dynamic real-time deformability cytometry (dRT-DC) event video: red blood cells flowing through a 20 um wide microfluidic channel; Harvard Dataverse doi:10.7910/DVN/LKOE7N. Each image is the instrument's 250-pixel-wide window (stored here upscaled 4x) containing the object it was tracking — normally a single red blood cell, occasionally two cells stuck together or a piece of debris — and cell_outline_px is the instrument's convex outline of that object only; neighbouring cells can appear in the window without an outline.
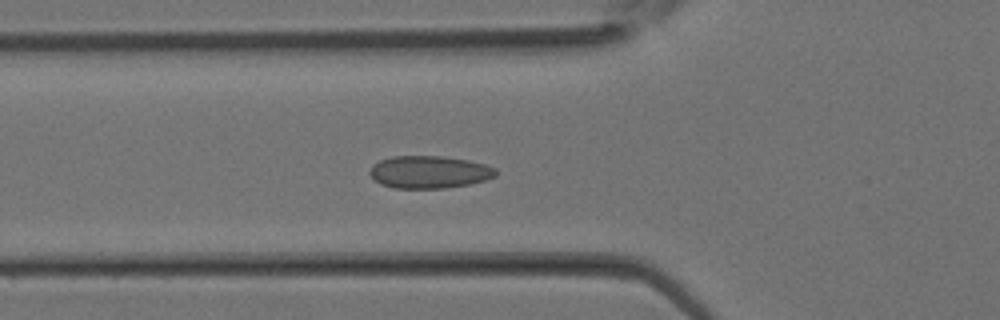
{"species": "Egyptian fruit bat (a non-hibernating species)", "species_latin": "Rousettus aegyptiacus", "temperature_condition": "room temperature", "stored_images_in_passage": 31, "camera_frame_rate_fps": 3000, "um_per_image_px": 0.085, "animal": {"sex": "female"}, "frame": {"image": 1, "passage_image": 10, "time_ms": 3.0, "image_size_px": [1000, 320], "cell_outline_px": [[496, 176], [484, 180], [468, 184], [444, 188], [392, 188], [380, 184], [368, 172], [372, 164], [380, 160], [392, 156], [440, 156], [468, 160], [484, 164], [496, 168]], "centroid_in_image_um": [36.45, 14.62], "position_along_channel_um": 89.3, "area_um2": 23.81}}
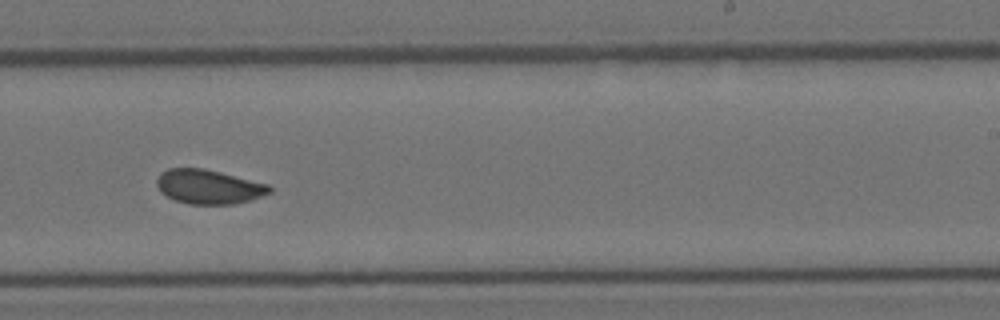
{"frame": {"image": 2, "passage_image": 19, "time_ms": 6.0, "image_size_px": [1000, 320], "cell_outline_px": [[272, 192], [252, 200], [232, 204], [188, 204], [176, 200], [160, 192], [156, 184], [156, 180], [160, 172], [168, 168], [204, 168], [268, 184], [272, 188]], "centroid_in_image_um": [17.73, 15.87], "position_along_channel_um": 271.3, "area_um2": 22.6}}
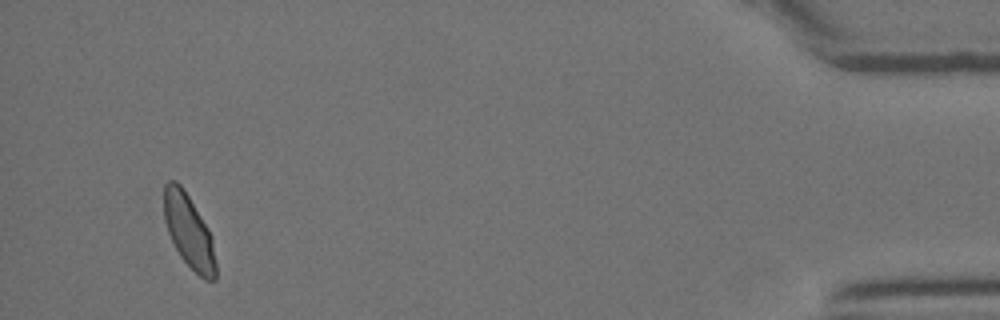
{"frame": {"image": 3, "passage_image": 30, "time_ms": 9.667, "image_size_px": [1000, 320], "cell_outline_px": [[216, 280], [204, 280], [180, 256], [168, 232], [164, 220], [164, 184], [168, 180], [176, 180], [184, 188], [208, 228], [212, 236], [216, 264]], "centroid_in_image_um": [16.05, 19.63], "position_along_channel_um": 419.1, "area_um2": 22.14}}